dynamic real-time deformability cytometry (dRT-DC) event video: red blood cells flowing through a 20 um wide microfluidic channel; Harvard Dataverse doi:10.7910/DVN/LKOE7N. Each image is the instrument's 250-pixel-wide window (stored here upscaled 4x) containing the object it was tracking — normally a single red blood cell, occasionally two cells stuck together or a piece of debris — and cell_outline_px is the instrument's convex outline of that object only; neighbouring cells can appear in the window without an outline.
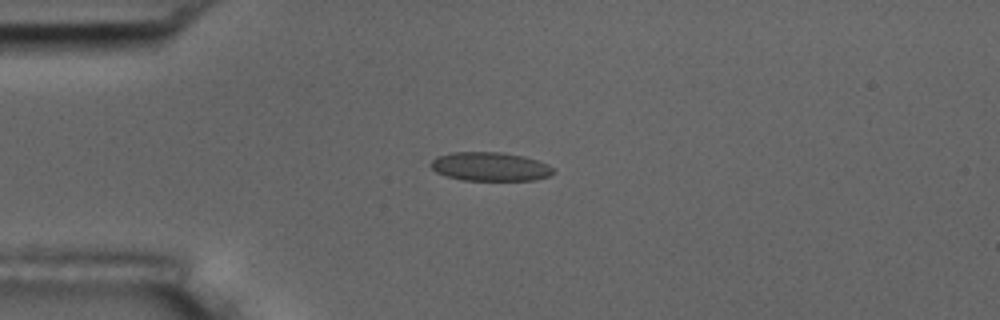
{"species": "common noctule bat (a hibernating species)", "species_latin": "Nyctalus noctula", "temperature_condition": "room temperature", "stored_images_in_passage": 6, "camera_frame_rate_fps": 3000, "um_per_image_px": 0.085, "animal": {"sex": "male", "body_mass_g": 17.5, "forearm_length_mm": 52.3}, "frame": {"image": 1, "passage_image": 4, "time_ms": 3.333, "image_size_px": [1000, 320], "cell_outline_px": [[556, 172], [548, 176], [536, 180], [460, 180], [436, 172], [428, 164], [436, 156], [452, 152], [500, 152], [524, 156], [548, 164]], "centroid_in_image_um": [41.64, 14.16], "position_along_channel_um": 43.4, "area_um2": 20.63}}